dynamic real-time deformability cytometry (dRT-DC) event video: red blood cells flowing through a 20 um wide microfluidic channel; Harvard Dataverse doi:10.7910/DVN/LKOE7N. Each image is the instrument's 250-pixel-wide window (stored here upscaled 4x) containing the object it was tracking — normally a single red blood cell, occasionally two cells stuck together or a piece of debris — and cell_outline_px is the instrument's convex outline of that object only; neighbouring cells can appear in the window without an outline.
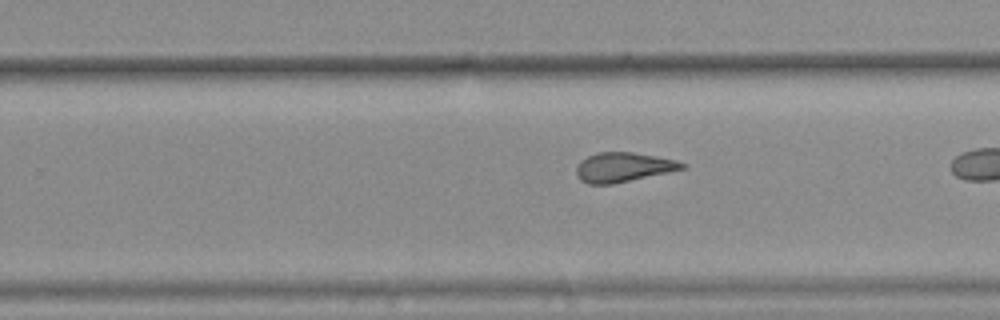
{"species": "common noctule bat (a hibernating species)", "species_latin": "Nyctalus noctula", "temperature_condition": "warm", "stored_images_in_passage": 25, "camera_frame_rate_fps": 3000, "um_per_image_px": 0.085, "animal": {"sex": "female", "body_mass_g": 25.1}, "frame": {"image": 1, "passage_image": 22, "time_ms": 7.0, "image_size_px": [1000, 320], "cell_outline_px": [[688, 164], [684, 168], [668, 172], [612, 184], [588, 184], [580, 180], [576, 176], [576, 168], [580, 160], [596, 152], [632, 152], [656, 156], [676, 160]], "centroid_in_image_um": [52.94, 14.21], "position_along_channel_um": 276.9, "area_um2": 18.15}}